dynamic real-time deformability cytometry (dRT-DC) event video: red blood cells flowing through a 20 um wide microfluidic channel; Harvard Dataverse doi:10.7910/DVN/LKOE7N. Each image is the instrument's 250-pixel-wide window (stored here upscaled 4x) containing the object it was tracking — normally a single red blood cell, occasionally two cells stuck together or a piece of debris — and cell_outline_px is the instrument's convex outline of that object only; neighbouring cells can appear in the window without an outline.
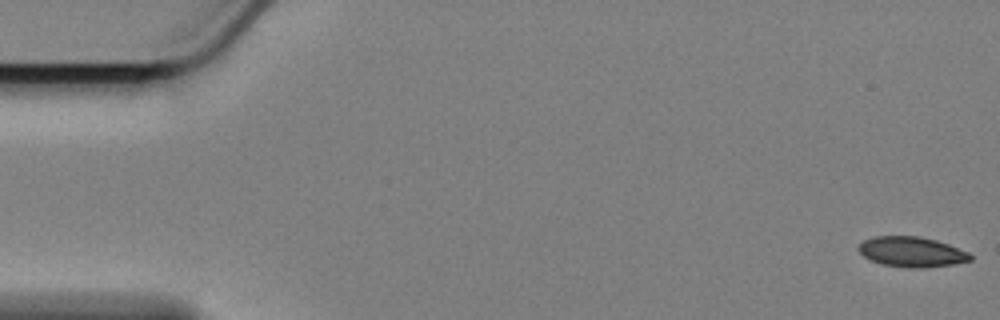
{"species": "Egyptian fruit bat (a non-hibernating species)", "species_latin": "Rousettus aegyptiacus", "temperature_condition": "cold", "stored_images_in_passage": 58, "camera_frame_rate_fps": 3000, "um_per_image_px": 0.085, "animal": {"sex": "female"}, "frame": {"image": 1, "passage_image": 1, "time_ms": 0.0, "image_size_px": [1000, 320], "cell_outline_px": [[972, 260], [952, 264], [924, 268], [908, 268], [884, 264], [872, 260], [864, 256], [856, 248], [864, 240], [872, 236], [920, 236], [936, 240], [948, 244], [968, 252], [972, 256]], "centroid_in_image_um": [77.49, 21.4], "position_along_channel_um": 7.5, "area_um2": 19.59}}
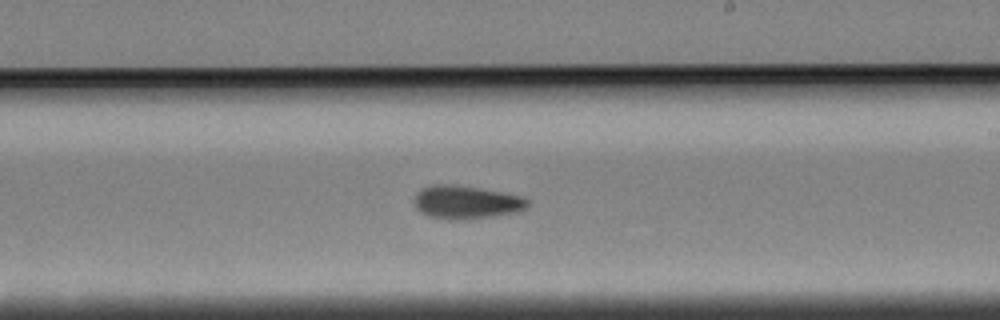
{"frame": {"image": 2, "passage_image": 34, "time_ms": 11.0, "image_size_px": [1000, 320], "cell_outline_px": [[528, 208], [516, 212], [492, 216], [464, 220], [448, 220], [428, 216], [420, 212], [416, 208], [416, 192], [420, 188], [432, 184], [452, 184], [500, 192], [520, 196], [528, 200]], "centroid_in_image_um": [39.59, 17.2], "position_along_channel_um": 249.4, "area_um2": 21.91}}
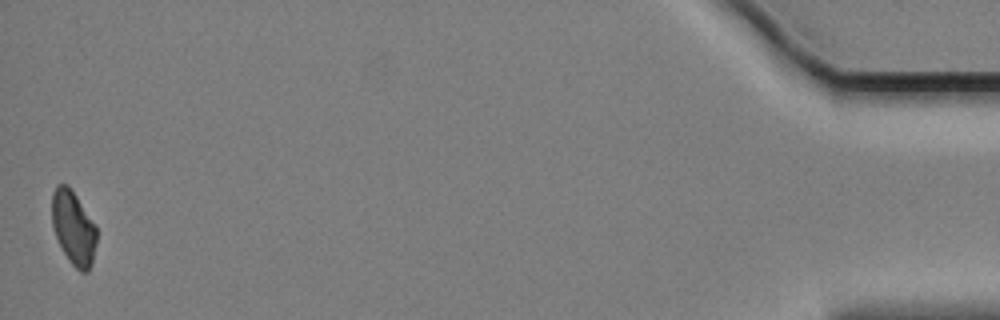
{"frame": {"image": 3, "passage_image": 58, "time_ms": 19.0, "image_size_px": [1000, 320], "cell_outline_px": [[96, 244], [92, 264], [88, 272], [80, 272], [68, 260], [60, 248], [52, 224], [52, 192], [56, 184], [68, 184], [76, 196], [96, 228]], "centroid_in_image_um": [6.22, 19.39], "position_along_channel_um": 429.0, "area_um2": 19.19}, "authors_computed_cell_mechanics": {"area_um2": 20.8658, "velocity_mm_per_s": 3.4003, "shape_relaxation_time_tau1_ms": 6.4102, "shape_relaxation_time_tau2_ms": 9.7073, "deformation_change_tau1": 0.1219, "deformation_change_tau2": 0.1253}}